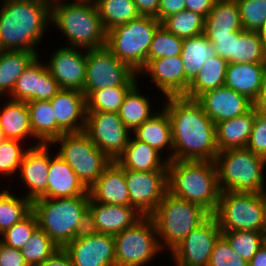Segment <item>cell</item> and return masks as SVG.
Instances as JSON below:
<instances>
[{
	"mask_svg": "<svg viewBox=\"0 0 266 266\" xmlns=\"http://www.w3.org/2000/svg\"><path fill=\"white\" fill-rule=\"evenodd\" d=\"M73 266H116L114 235L82 232L63 248Z\"/></svg>",
	"mask_w": 266,
	"mask_h": 266,
	"instance_id": "obj_16",
	"label": "cell"
},
{
	"mask_svg": "<svg viewBox=\"0 0 266 266\" xmlns=\"http://www.w3.org/2000/svg\"><path fill=\"white\" fill-rule=\"evenodd\" d=\"M241 32H232V36H216V38L208 39L213 43L216 54L219 57L227 60L228 63H233L234 39H237Z\"/></svg>",
	"mask_w": 266,
	"mask_h": 266,
	"instance_id": "obj_50",
	"label": "cell"
},
{
	"mask_svg": "<svg viewBox=\"0 0 266 266\" xmlns=\"http://www.w3.org/2000/svg\"><path fill=\"white\" fill-rule=\"evenodd\" d=\"M90 197L99 203L130 206L125 180V169L112 161L88 190Z\"/></svg>",
	"mask_w": 266,
	"mask_h": 266,
	"instance_id": "obj_24",
	"label": "cell"
},
{
	"mask_svg": "<svg viewBox=\"0 0 266 266\" xmlns=\"http://www.w3.org/2000/svg\"><path fill=\"white\" fill-rule=\"evenodd\" d=\"M143 216L132 206L104 204L91 197L88 207V229L115 235L132 227Z\"/></svg>",
	"mask_w": 266,
	"mask_h": 266,
	"instance_id": "obj_20",
	"label": "cell"
},
{
	"mask_svg": "<svg viewBox=\"0 0 266 266\" xmlns=\"http://www.w3.org/2000/svg\"><path fill=\"white\" fill-rule=\"evenodd\" d=\"M0 266H28L21 250L0 242Z\"/></svg>",
	"mask_w": 266,
	"mask_h": 266,
	"instance_id": "obj_51",
	"label": "cell"
},
{
	"mask_svg": "<svg viewBox=\"0 0 266 266\" xmlns=\"http://www.w3.org/2000/svg\"><path fill=\"white\" fill-rule=\"evenodd\" d=\"M168 191L176 197L201 206L213 215L221 193L215 162L169 161Z\"/></svg>",
	"mask_w": 266,
	"mask_h": 266,
	"instance_id": "obj_4",
	"label": "cell"
},
{
	"mask_svg": "<svg viewBox=\"0 0 266 266\" xmlns=\"http://www.w3.org/2000/svg\"><path fill=\"white\" fill-rule=\"evenodd\" d=\"M161 156L156 149L132 135L123 153L115 161L125 170L168 171L169 161Z\"/></svg>",
	"mask_w": 266,
	"mask_h": 266,
	"instance_id": "obj_27",
	"label": "cell"
},
{
	"mask_svg": "<svg viewBox=\"0 0 266 266\" xmlns=\"http://www.w3.org/2000/svg\"><path fill=\"white\" fill-rule=\"evenodd\" d=\"M243 30L236 0H216L205 18L206 37L232 36V32Z\"/></svg>",
	"mask_w": 266,
	"mask_h": 266,
	"instance_id": "obj_30",
	"label": "cell"
},
{
	"mask_svg": "<svg viewBox=\"0 0 266 266\" xmlns=\"http://www.w3.org/2000/svg\"><path fill=\"white\" fill-rule=\"evenodd\" d=\"M208 266H248V262L239 257L221 235L212 250Z\"/></svg>",
	"mask_w": 266,
	"mask_h": 266,
	"instance_id": "obj_48",
	"label": "cell"
},
{
	"mask_svg": "<svg viewBox=\"0 0 266 266\" xmlns=\"http://www.w3.org/2000/svg\"><path fill=\"white\" fill-rule=\"evenodd\" d=\"M266 77V63H228L224 86L254 102Z\"/></svg>",
	"mask_w": 266,
	"mask_h": 266,
	"instance_id": "obj_26",
	"label": "cell"
},
{
	"mask_svg": "<svg viewBox=\"0 0 266 266\" xmlns=\"http://www.w3.org/2000/svg\"><path fill=\"white\" fill-rule=\"evenodd\" d=\"M73 1L51 0V26L56 25L67 37V47L89 50L106 46L107 32L94 0Z\"/></svg>",
	"mask_w": 266,
	"mask_h": 266,
	"instance_id": "obj_3",
	"label": "cell"
},
{
	"mask_svg": "<svg viewBox=\"0 0 266 266\" xmlns=\"http://www.w3.org/2000/svg\"><path fill=\"white\" fill-rule=\"evenodd\" d=\"M263 245H264L265 248H266V231L264 232Z\"/></svg>",
	"mask_w": 266,
	"mask_h": 266,
	"instance_id": "obj_60",
	"label": "cell"
},
{
	"mask_svg": "<svg viewBox=\"0 0 266 266\" xmlns=\"http://www.w3.org/2000/svg\"><path fill=\"white\" fill-rule=\"evenodd\" d=\"M227 66L228 61L218 55L208 58L183 96L196 99L205 91L224 86Z\"/></svg>",
	"mask_w": 266,
	"mask_h": 266,
	"instance_id": "obj_34",
	"label": "cell"
},
{
	"mask_svg": "<svg viewBox=\"0 0 266 266\" xmlns=\"http://www.w3.org/2000/svg\"><path fill=\"white\" fill-rule=\"evenodd\" d=\"M147 73L162 96H181L187 92L189 81L185 78L184 63L180 55L150 60L139 72Z\"/></svg>",
	"mask_w": 266,
	"mask_h": 266,
	"instance_id": "obj_22",
	"label": "cell"
},
{
	"mask_svg": "<svg viewBox=\"0 0 266 266\" xmlns=\"http://www.w3.org/2000/svg\"><path fill=\"white\" fill-rule=\"evenodd\" d=\"M137 140L147 143L158 152H164L168 149L170 153L165 158L168 161H173V142L171 123L168 117L167 111L159 110L155 112L148 120H146L141 126L137 127L133 133Z\"/></svg>",
	"mask_w": 266,
	"mask_h": 266,
	"instance_id": "obj_28",
	"label": "cell"
},
{
	"mask_svg": "<svg viewBox=\"0 0 266 266\" xmlns=\"http://www.w3.org/2000/svg\"><path fill=\"white\" fill-rule=\"evenodd\" d=\"M114 241L116 266H145L163 250L149 216L115 234Z\"/></svg>",
	"mask_w": 266,
	"mask_h": 266,
	"instance_id": "obj_11",
	"label": "cell"
},
{
	"mask_svg": "<svg viewBox=\"0 0 266 266\" xmlns=\"http://www.w3.org/2000/svg\"><path fill=\"white\" fill-rule=\"evenodd\" d=\"M170 33L186 39L204 33L205 19L192 11H181L167 17L162 23Z\"/></svg>",
	"mask_w": 266,
	"mask_h": 266,
	"instance_id": "obj_40",
	"label": "cell"
},
{
	"mask_svg": "<svg viewBox=\"0 0 266 266\" xmlns=\"http://www.w3.org/2000/svg\"><path fill=\"white\" fill-rule=\"evenodd\" d=\"M222 235L217 220L210 215L192 230L171 252L176 266H208L215 243Z\"/></svg>",
	"mask_w": 266,
	"mask_h": 266,
	"instance_id": "obj_14",
	"label": "cell"
},
{
	"mask_svg": "<svg viewBox=\"0 0 266 266\" xmlns=\"http://www.w3.org/2000/svg\"><path fill=\"white\" fill-rule=\"evenodd\" d=\"M216 55L213 43L204 33L184 39L180 56L184 63L185 78L191 82L207 59Z\"/></svg>",
	"mask_w": 266,
	"mask_h": 266,
	"instance_id": "obj_35",
	"label": "cell"
},
{
	"mask_svg": "<svg viewBox=\"0 0 266 266\" xmlns=\"http://www.w3.org/2000/svg\"><path fill=\"white\" fill-rule=\"evenodd\" d=\"M134 86L107 87L93 91L87 98V111L118 113L125 96Z\"/></svg>",
	"mask_w": 266,
	"mask_h": 266,
	"instance_id": "obj_41",
	"label": "cell"
},
{
	"mask_svg": "<svg viewBox=\"0 0 266 266\" xmlns=\"http://www.w3.org/2000/svg\"><path fill=\"white\" fill-rule=\"evenodd\" d=\"M209 216L201 206L176 197L169 191L149 215L161 248H167L170 252Z\"/></svg>",
	"mask_w": 266,
	"mask_h": 266,
	"instance_id": "obj_6",
	"label": "cell"
},
{
	"mask_svg": "<svg viewBox=\"0 0 266 266\" xmlns=\"http://www.w3.org/2000/svg\"><path fill=\"white\" fill-rule=\"evenodd\" d=\"M90 196L39 198L32 202L38 227L59 247L64 248L88 229Z\"/></svg>",
	"mask_w": 266,
	"mask_h": 266,
	"instance_id": "obj_5",
	"label": "cell"
},
{
	"mask_svg": "<svg viewBox=\"0 0 266 266\" xmlns=\"http://www.w3.org/2000/svg\"><path fill=\"white\" fill-rule=\"evenodd\" d=\"M233 63H266V52L257 32L243 30L234 39Z\"/></svg>",
	"mask_w": 266,
	"mask_h": 266,
	"instance_id": "obj_39",
	"label": "cell"
},
{
	"mask_svg": "<svg viewBox=\"0 0 266 266\" xmlns=\"http://www.w3.org/2000/svg\"><path fill=\"white\" fill-rule=\"evenodd\" d=\"M0 111V129L6 139L19 141L32 138L29 110L26 102L16 101L9 98Z\"/></svg>",
	"mask_w": 266,
	"mask_h": 266,
	"instance_id": "obj_31",
	"label": "cell"
},
{
	"mask_svg": "<svg viewBox=\"0 0 266 266\" xmlns=\"http://www.w3.org/2000/svg\"><path fill=\"white\" fill-rule=\"evenodd\" d=\"M4 140H6V138H5V136H4V133L1 131V129H0V144L4 141Z\"/></svg>",
	"mask_w": 266,
	"mask_h": 266,
	"instance_id": "obj_59",
	"label": "cell"
},
{
	"mask_svg": "<svg viewBox=\"0 0 266 266\" xmlns=\"http://www.w3.org/2000/svg\"><path fill=\"white\" fill-rule=\"evenodd\" d=\"M52 144H60L57 154L68 163L88 190L112 162L84 131L64 133Z\"/></svg>",
	"mask_w": 266,
	"mask_h": 266,
	"instance_id": "obj_10",
	"label": "cell"
},
{
	"mask_svg": "<svg viewBox=\"0 0 266 266\" xmlns=\"http://www.w3.org/2000/svg\"><path fill=\"white\" fill-rule=\"evenodd\" d=\"M81 48L62 47L55 50L50 61L46 63L50 74L58 82L61 89L83 91L86 77L87 50Z\"/></svg>",
	"mask_w": 266,
	"mask_h": 266,
	"instance_id": "obj_18",
	"label": "cell"
},
{
	"mask_svg": "<svg viewBox=\"0 0 266 266\" xmlns=\"http://www.w3.org/2000/svg\"><path fill=\"white\" fill-rule=\"evenodd\" d=\"M246 148L266 159V116L256 113Z\"/></svg>",
	"mask_w": 266,
	"mask_h": 266,
	"instance_id": "obj_49",
	"label": "cell"
},
{
	"mask_svg": "<svg viewBox=\"0 0 266 266\" xmlns=\"http://www.w3.org/2000/svg\"><path fill=\"white\" fill-rule=\"evenodd\" d=\"M213 216L221 231H266V193L221 192Z\"/></svg>",
	"mask_w": 266,
	"mask_h": 266,
	"instance_id": "obj_8",
	"label": "cell"
},
{
	"mask_svg": "<svg viewBox=\"0 0 266 266\" xmlns=\"http://www.w3.org/2000/svg\"><path fill=\"white\" fill-rule=\"evenodd\" d=\"M84 132L111 161L123 153L132 133L118 113L101 111H87Z\"/></svg>",
	"mask_w": 266,
	"mask_h": 266,
	"instance_id": "obj_13",
	"label": "cell"
},
{
	"mask_svg": "<svg viewBox=\"0 0 266 266\" xmlns=\"http://www.w3.org/2000/svg\"><path fill=\"white\" fill-rule=\"evenodd\" d=\"M32 211V202L3 189L0 192V234L21 221Z\"/></svg>",
	"mask_w": 266,
	"mask_h": 266,
	"instance_id": "obj_38",
	"label": "cell"
},
{
	"mask_svg": "<svg viewBox=\"0 0 266 266\" xmlns=\"http://www.w3.org/2000/svg\"><path fill=\"white\" fill-rule=\"evenodd\" d=\"M160 25L156 17L141 15L107 31L106 47L138 73L147 64L148 50Z\"/></svg>",
	"mask_w": 266,
	"mask_h": 266,
	"instance_id": "obj_9",
	"label": "cell"
},
{
	"mask_svg": "<svg viewBox=\"0 0 266 266\" xmlns=\"http://www.w3.org/2000/svg\"><path fill=\"white\" fill-rule=\"evenodd\" d=\"M232 250L249 262L263 245L264 232L258 231H222Z\"/></svg>",
	"mask_w": 266,
	"mask_h": 266,
	"instance_id": "obj_43",
	"label": "cell"
},
{
	"mask_svg": "<svg viewBox=\"0 0 266 266\" xmlns=\"http://www.w3.org/2000/svg\"><path fill=\"white\" fill-rule=\"evenodd\" d=\"M37 266H73L67 252L60 248L50 258L39 263Z\"/></svg>",
	"mask_w": 266,
	"mask_h": 266,
	"instance_id": "obj_54",
	"label": "cell"
},
{
	"mask_svg": "<svg viewBox=\"0 0 266 266\" xmlns=\"http://www.w3.org/2000/svg\"><path fill=\"white\" fill-rule=\"evenodd\" d=\"M256 32L258 33L262 47L266 52V20L264 24Z\"/></svg>",
	"mask_w": 266,
	"mask_h": 266,
	"instance_id": "obj_58",
	"label": "cell"
},
{
	"mask_svg": "<svg viewBox=\"0 0 266 266\" xmlns=\"http://www.w3.org/2000/svg\"><path fill=\"white\" fill-rule=\"evenodd\" d=\"M59 249L51 238L38 227L21 252L28 266H37Z\"/></svg>",
	"mask_w": 266,
	"mask_h": 266,
	"instance_id": "obj_42",
	"label": "cell"
},
{
	"mask_svg": "<svg viewBox=\"0 0 266 266\" xmlns=\"http://www.w3.org/2000/svg\"><path fill=\"white\" fill-rule=\"evenodd\" d=\"M185 10V0H159L156 18L162 23L167 17Z\"/></svg>",
	"mask_w": 266,
	"mask_h": 266,
	"instance_id": "obj_52",
	"label": "cell"
},
{
	"mask_svg": "<svg viewBox=\"0 0 266 266\" xmlns=\"http://www.w3.org/2000/svg\"><path fill=\"white\" fill-rule=\"evenodd\" d=\"M139 74L120 61L106 46L87 50L86 77L83 93L86 98L95 90L117 86H135ZM137 78V79H136Z\"/></svg>",
	"mask_w": 266,
	"mask_h": 266,
	"instance_id": "obj_12",
	"label": "cell"
},
{
	"mask_svg": "<svg viewBox=\"0 0 266 266\" xmlns=\"http://www.w3.org/2000/svg\"><path fill=\"white\" fill-rule=\"evenodd\" d=\"M34 139L38 144H51L58 139V124L50 100L26 102Z\"/></svg>",
	"mask_w": 266,
	"mask_h": 266,
	"instance_id": "obj_32",
	"label": "cell"
},
{
	"mask_svg": "<svg viewBox=\"0 0 266 266\" xmlns=\"http://www.w3.org/2000/svg\"><path fill=\"white\" fill-rule=\"evenodd\" d=\"M38 228L36 214L31 211L21 221L15 223L11 228L0 234V242L8 247L21 250Z\"/></svg>",
	"mask_w": 266,
	"mask_h": 266,
	"instance_id": "obj_45",
	"label": "cell"
},
{
	"mask_svg": "<svg viewBox=\"0 0 266 266\" xmlns=\"http://www.w3.org/2000/svg\"><path fill=\"white\" fill-rule=\"evenodd\" d=\"M130 206L149 216L168 191V171L125 170Z\"/></svg>",
	"mask_w": 266,
	"mask_h": 266,
	"instance_id": "obj_15",
	"label": "cell"
},
{
	"mask_svg": "<svg viewBox=\"0 0 266 266\" xmlns=\"http://www.w3.org/2000/svg\"><path fill=\"white\" fill-rule=\"evenodd\" d=\"M138 12L143 16L158 15L159 0H133Z\"/></svg>",
	"mask_w": 266,
	"mask_h": 266,
	"instance_id": "obj_55",
	"label": "cell"
},
{
	"mask_svg": "<svg viewBox=\"0 0 266 266\" xmlns=\"http://www.w3.org/2000/svg\"><path fill=\"white\" fill-rule=\"evenodd\" d=\"M196 100L215 124L244 115L253 108L251 100L226 86L205 91Z\"/></svg>",
	"mask_w": 266,
	"mask_h": 266,
	"instance_id": "obj_21",
	"label": "cell"
},
{
	"mask_svg": "<svg viewBox=\"0 0 266 266\" xmlns=\"http://www.w3.org/2000/svg\"><path fill=\"white\" fill-rule=\"evenodd\" d=\"M164 108L171 123L173 161H212L219 150L216 124L203 111L196 99L166 96Z\"/></svg>",
	"mask_w": 266,
	"mask_h": 266,
	"instance_id": "obj_1",
	"label": "cell"
},
{
	"mask_svg": "<svg viewBox=\"0 0 266 266\" xmlns=\"http://www.w3.org/2000/svg\"><path fill=\"white\" fill-rule=\"evenodd\" d=\"M51 144H34L25 152L20 165V179L28 187L23 195L31 202L39 198H47V175L50 165Z\"/></svg>",
	"mask_w": 266,
	"mask_h": 266,
	"instance_id": "obj_19",
	"label": "cell"
},
{
	"mask_svg": "<svg viewBox=\"0 0 266 266\" xmlns=\"http://www.w3.org/2000/svg\"><path fill=\"white\" fill-rule=\"evenodd\" d=\"M39 58L40 55L20 75L10 99L23 102L50 100L61 90L46 63L43 64Z\"/></svg>",
	"mask_w": 266,
	"mask_h": 266,
	"instance_id": "obj_17",
	"label": "cell"
},
{
	"mask_svg": "<svg viewBox=\"0 0 266 266\" xmlns=\"http://www.w3.org/2000/svg\"><path fill=\"white\" fill-rule=\"evenodd\" d=\"M37 56L25 50H0V96L12 93L20 75Z\"/></svg>",
	"mask_w": 266,
	"mask_h": 266,
	"instance_id": "obj_33",
	"label": "cell"
},
{
	"mask_svg": "<svg viewBox=\"0 0 266 266\" xmlns=\"http://www.w3.org/2000/svg\"><path fill=\"white\" fill-rule=\"evenodd\" d=\"M256 113L252 108L244 115L216 124V144L219 152L247 147Z\"/></svg>",
	"mask_w": 266,
	"mask_h": 266,
	"instance_id": "obj_29",
	"label": "cell"
},
{
	"mask_svg": "<svg viewBox=\"0 0 266 266\" xmlns=\"http://www.w3.org/2000/svg\"><path fill=\"white\" fill-rule=\"evenodd\" d=\"M0 50L35 52L51 24V0H2Z\"/></svg>",
	"mask_w": 266,
	"mask_h": 266,
	"instance_id": "obj_2",
	"label": "cell"
},
{
	"mask_svg": "<svg viewBox=\"0 0 266 266\" xmlns=\"http://www.w3.org/2000/svg\"><path fill=\"white\" fill-rule=\"evenodd\" d=\"M253 108L258 114L266 116V77L258 94V97L253 102Z\"/></svg>",
	"mask_w": 266,
	"mask_h": 266,
	"instance_id": "obj_56",
	"label": "cell"
},
{
	"mask_svg": "<svg viewBox=\"0 0 266 266\" xmlns=\"http://www.w3.org/2000/svg\"><path fill=\"white\" fill-rule=\"evenodd\" d=\"M47 181V198L90 196L77 174L58 154L54 157L50 154Z\"/></svg>",
	"mask_w": 266,
	"mask_h": 266,
	"instance_id": "obj_25",
	"label": "cell"
},
{
	"mask_svg": "<svg viewBox=\"0 0 266 266\" xmlns=\"http://www.w3.org/2000/svg\"><path fill=\"white\" fill-rule=\"evenodd\" d=\"M221 192L266 193V159L247 148L228 149L215 159Z\"/></svg>",
	"mask_w": 266,
	"mask_h": 266,
	"instance_id": "obj_7",
	"label": "cell"
},
{
	"mask_svg": "<svg viewBox=\"0 0 266 266\" xmlns=\"http://www.w3.org/2000/svg\"><path fill=\"white\" fill-rule=\"evenodd\" d=\"M107 31L141 16L133 0H94Z\"/></svg>",
	"mask_w": 266,
	"mask_h": 266,
	"instance_id": "obj_37",
	"label": "cell"
},
{
	"mask_svg": "<svg viewBox=\"0 0 266 266\" xmlns=\"http://www.w3.org/2000/svg\"><path fill=\"white\" fill-rule=\"evenodd\" d=\"M248 266H266V248L262 245L248 262Z\"/></svg>",
	"mask_w": 266,
	"mask_h": 266,
	"instance_id": "obj_57",
	"label": "cell"
},
{
	"mask_svg": "<svg viewBox=\"0 0 266 266\" xmlns=\"http://www.w3.org/2000/svg\"><path fill=\"white\" fill-rule=\"evenodd\" d=\"M184 39L170 33L162 24L155 31L147 56L150 60L178 56L182 53Z\"/></svg>",
	"mask_w": 266,
	"mask_h": 266,
	"instance_id": "obj_44",
	"label": "cell"
},
{
	"mask_svg": "<svg viewBox=\"0 0 266 266\" xmlns=\"http://www.w3.org/2000/svg\"><path fill=\"white\" fill-rule=\"evenodd\" d=\"M216 0H185V10L201 15L204 19L212 10Z\"/></svg>",
	"mask_w": 266,
	"mask_h": 266,
	"instance_id": "obj_53",
	"label": "cell"
},
{
	"mask_svg": "<svg viewBox=\"0 0 266 266\" xmlns=\"http://www.w3.org/2000/svg\"><path fill=\"white\" fill-rule=\"evenodd\" d=\"M137 83L125 96L118 115L124 125L132 132L148 120L156 111L152 110L149 97L141 94Z\"/></svg>",
	"mask_w": 266,
	"mask_h": 266,
	"instance_id": "obj_36",
	"label": "cell"
},
{
	"mask_svg": "<svg viewBox=\"0 0 266 266\" xmlns=\"http://www.w3.org/2000/svg\"><path fill=\"white\" fill-rule=\"evenodd\" d=\"M50 102L58 124V138L64 133L84 131L87 104L82 91L61 89Z\"/></svg>",
	"mask_w": 266,
	"mask_h": 266,
	"instance_id": "obj_23",
	"label": "cell"
},
{
	"mask_svg": "<svg viewBox=\"0 0 266 266\" xmlns=\"http://www.w3.org/2000/svg\"><path fill=\"white\" fill-rule=\"evenodd\" d=\"M23 141L6 139L0 144V175L14 176L19 171L25 152L29 147L23 148ZM22 145V147H21Z\"/></svg>",
	"mask_w": 266,
	"mask_h": 266,
	"instance_id": "obj_46",
	"label": "cell"
},
{
	"mask_svg": "<svg viewBox=\"0 0 266 266\" xmlns=\"http://www.w3.org/2000/svg\"><path fill=\"white\" fill-rule=\"evenodd\" d=\"M244 30L257 31L266 20V0H236Z\"/></svg>",
	"mask_w": 266,
	"mask_h": 266,
	"instance_id": "obj_47",
	"label": "cell"
}]
</instances>
